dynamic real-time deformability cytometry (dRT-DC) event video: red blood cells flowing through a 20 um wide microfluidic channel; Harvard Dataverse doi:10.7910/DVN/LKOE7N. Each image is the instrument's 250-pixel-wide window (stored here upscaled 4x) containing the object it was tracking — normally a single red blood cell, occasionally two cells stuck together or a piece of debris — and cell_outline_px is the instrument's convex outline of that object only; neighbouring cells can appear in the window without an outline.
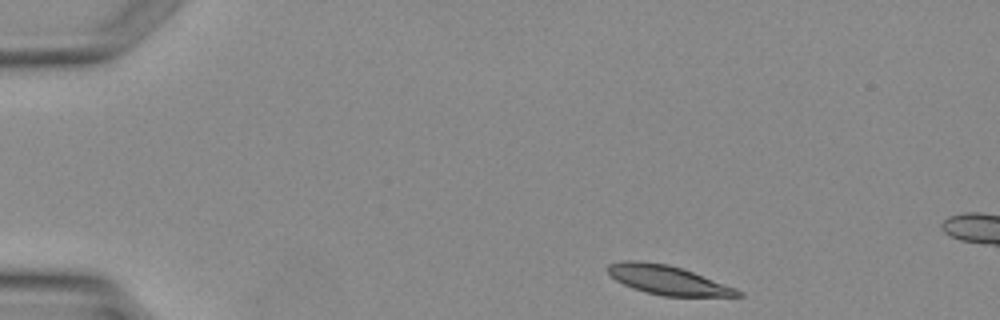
{"species": "Egyptian fruit bat (a non-hibernating species)", "species_latin": "Rousettus aegyptiacus", "temperature_condition": "warm", "stored_images_in_passage": 2, "camera_frame_rate_fps": 3000, "um_per_image_px": 0.085, "animal": {"sex": "female"}, "frame": {"image": 1, "passage_image": 1, "time_ms": 0.0, "image_size_px": [1000, 320], "cell_outline_px": [[744, 296], [664, 296], [632, 288], [616, 280], [608, 272], [608, 264], [620, 260], [640, 260], [668, 264], [692, 272], [736, 288], [744, 292]], "centroid_in_image_um": [56.75, 23.79], "position_along_channel_um": 28.3, "area_um2": 21.85}}